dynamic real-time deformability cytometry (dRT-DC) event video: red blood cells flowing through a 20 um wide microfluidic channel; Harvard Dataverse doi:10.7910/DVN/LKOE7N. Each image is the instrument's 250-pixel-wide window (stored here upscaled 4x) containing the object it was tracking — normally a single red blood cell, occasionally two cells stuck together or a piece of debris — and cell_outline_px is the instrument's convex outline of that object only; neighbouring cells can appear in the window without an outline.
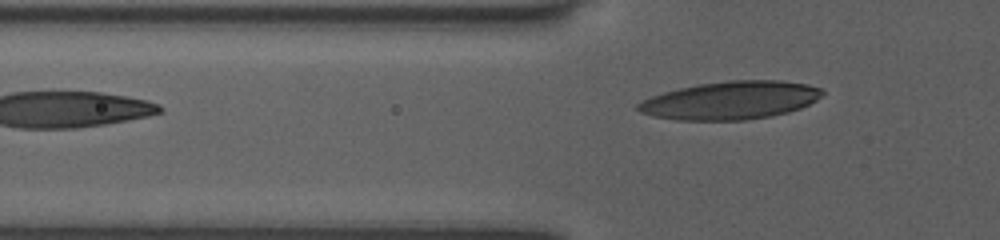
{"species": "human", "species_latin": "Homo sapiens", "temperature_condition": "room temperature", "stored_images_in_passage": 5, "camera_frame_rate_fps": 3000, "um_per_image_px": 0.085, "donor": {"sex": "female"}, "frame": {"image": 1, "passage_image": 5, "time_ms": 4.333, "image_size_px": [1000, 240], "cell_outline_px": [[824, 92], [816, 100], [800, 108], [788, 112], [772, 116], [744, 120], [676, 120], [656, 116], [640, 112], [636, 108], [636, 104], [652, 96], [664, 92], [680, 88], [700, 84], [728, 80], [780, 80], [808, 84], [824, 88]], "centroid_in_image_um": [62.13, 8.52], "position_along_channel_um": 63.7, "area_um2": 40.81}}